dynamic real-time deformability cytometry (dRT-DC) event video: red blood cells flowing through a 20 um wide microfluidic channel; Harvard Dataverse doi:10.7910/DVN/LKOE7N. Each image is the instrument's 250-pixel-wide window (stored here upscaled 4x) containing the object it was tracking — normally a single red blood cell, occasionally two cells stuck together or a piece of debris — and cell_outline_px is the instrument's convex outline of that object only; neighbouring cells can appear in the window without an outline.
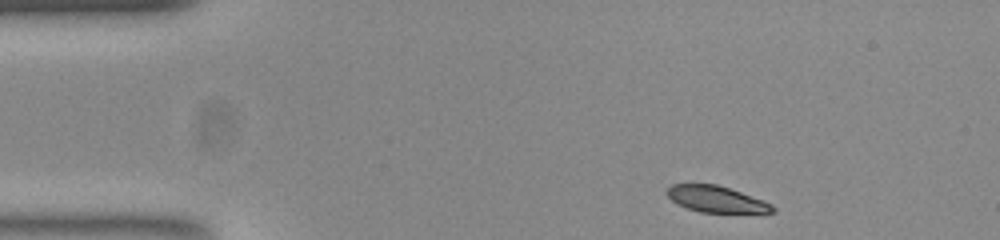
{"species": "common noctule bat (a hibernating species)", "species_latin": "Nyctalus noctula", "temperature_condition": "room temperature", "stored_images_in_passage": 46, "camera_frame_rate_fps": 3000, "um_per_image_px": 0.085, "animal": {"sex": "female", "body_mass_g": 23.0, "forearm_length_mm": 53.4}, "frame": {"image": 1, "passage_image": 1, "time_ms": 0.0, "image_size_px": [1000, 240], "cell_outline_px": [[776, 212], [700, 212], [688, 208], [672, 200], [668, 196], [668, 188], [672, 184], [716, 184], [740, 192], [760, 200], [776, 208]], "centroid_in_image_um": [60.85, 16.92], "position_along_channel_um": 24.2, "area_um2": 15.55}}
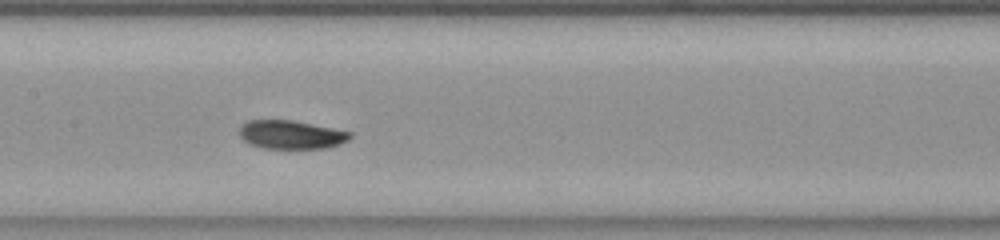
{"frame": {"image": 2, "passage_image": 19, "time_ms": 6.0, "image_size_px": [1000, 240], "cell_outline_px": [[352, 136], [348, 140], [340, 144], [324, 148], [264, 148], [252, 144], [244, 140], [240, 136], [240, 128], [248, 120], [292, 120], [352, 132]], "centroid_in_image_um": [24.77, 11.44], "position_along_channel_um": 182.6, "area_um2": 18.15}}
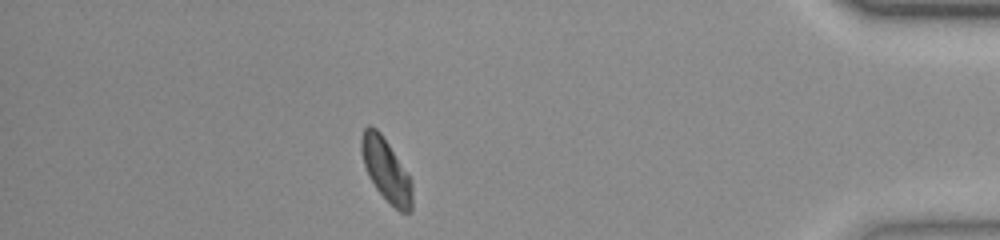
{"frame": {"image": 3, "passage_image": 40, "time_ms": 13.0, "image_size_px": [1000, 240], "cell_outline_px": [[412, 212], [400, 212], [376, 188], [364, 164], [360, 148], [360, 140], [364, 128], [368, 124], [376, 128], [380, 132], [388, 144], [408, 176], [412, 184]], "centroid_in_image_um": [32.8, 14.42], "position_along_channel_um": 402.4, "area_um2": 17.98}, "authors_computed_cell_mechanics": {"area_um2": 18.4382, "velocity_mm_per_s": 3.822, "shape_relaxation_time_tau1_ms": 4.55, "shape_relaxation_time_tau2_ms": 3.7397, "deformation_change_tau1": 0.1247, "deformation_change_tau2": 0.0668}}